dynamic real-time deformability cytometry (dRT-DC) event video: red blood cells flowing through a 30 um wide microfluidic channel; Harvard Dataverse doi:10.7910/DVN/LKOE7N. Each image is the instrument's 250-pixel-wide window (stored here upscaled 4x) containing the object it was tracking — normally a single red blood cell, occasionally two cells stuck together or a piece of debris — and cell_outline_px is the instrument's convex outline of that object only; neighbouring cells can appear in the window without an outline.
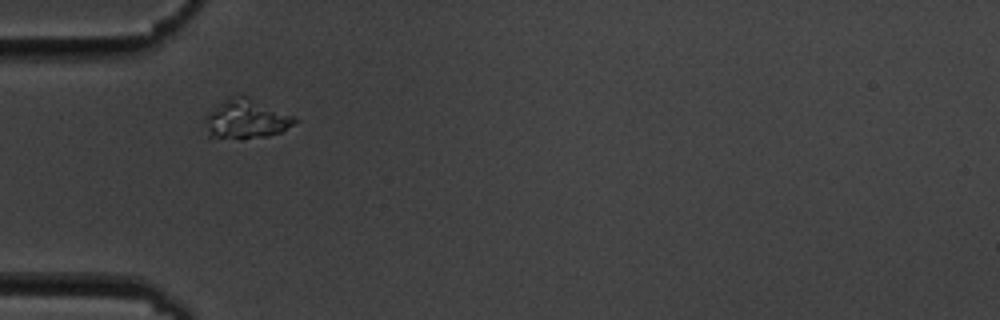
{"species": "common noctule bat (a hibernating species)", "species_latin": "Nyctalus noctula", "temperature_condition": "cold", "stored_images_in_passage": 5, "camera_frame_rate_fps": 3000, "um_per_image_px": 0.085, "animal": {"sex": "male", "body_mass_g": 19.5, "forearm_length_mm": 54.6}, "frame": {"image": 1, "passage_image": 1, "time_ms": 0.0, "image_size_px": [1000, 320], "cell_outline_px": [[300, 120], [280, 132], [268, 136], [208, 140], [204, 124], [204, 116], [208, 112], [224, 100], [236, 92], [244, 92]], "centroid_in_image_um": [20.84, 10.09], "position_along_channel_um": 64.2, "area_um2": 21.39}}
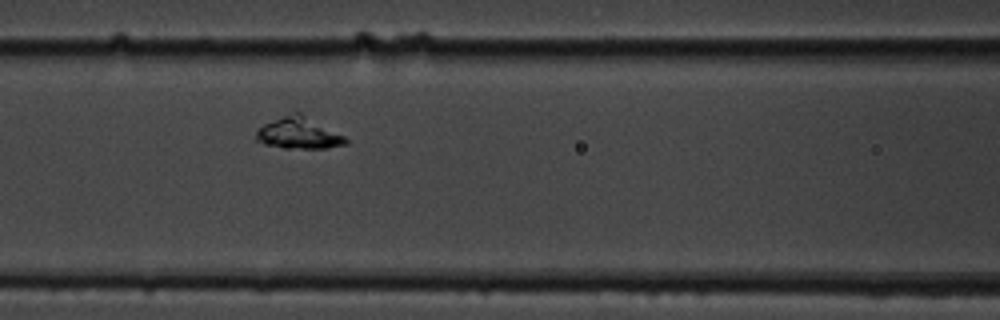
{"frame": {"image": 2, "passage_image": 3, "time_ms": 2.333, "image_size_px": [1000, 320], "cell_outline_px": [[348, 144], [328, 148], [284, 148], [264, 144], [256, 140], [256, 132], [264, 124], [292, 112], [300, 112], [344, 136], [348, 140]], "centroid_in_image_um": [25.4, 11.33], "position_along_channel_um": 141.2, "area_um2": 16.3}}
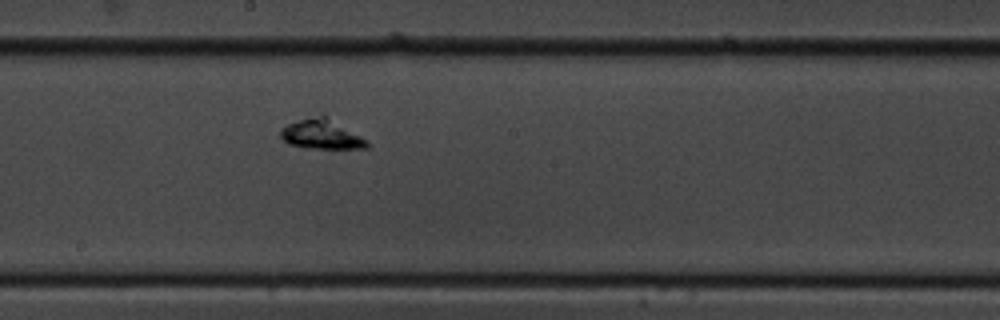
{"frame": {"image": 3, "passage_image": 5, "time_ms": 4.667, "image_size_px": [1000, 320], "cell_outline_px": [[368, 148], [304, 148], [288, 144], [276, 136], [280, 128], [288, 124], [300, 120], [320, 116], [324, 116], [360, 136], [368, 144]], "centroid_in_image_um": [27.2, 11.45], "position_along_channel_um": 221.0, "area_um2": 14.51}}